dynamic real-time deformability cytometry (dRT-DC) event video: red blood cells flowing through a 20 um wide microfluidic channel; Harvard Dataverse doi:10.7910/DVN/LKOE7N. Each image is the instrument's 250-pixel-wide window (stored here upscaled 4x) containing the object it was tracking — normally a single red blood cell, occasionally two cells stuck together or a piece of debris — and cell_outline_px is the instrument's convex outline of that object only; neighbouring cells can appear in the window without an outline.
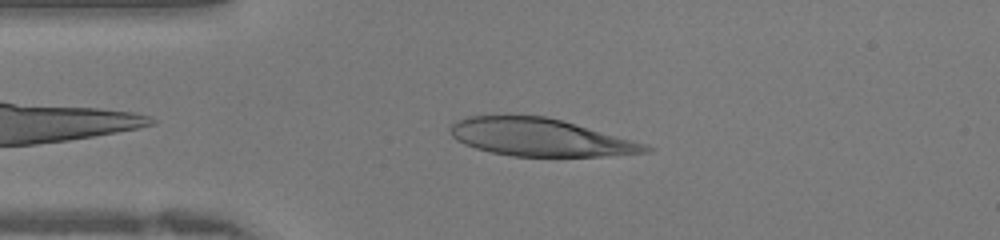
{"species": "human", "species_latin": "Homo sapiens", "temperature_condition": "warm", "stored_images_in_passage": 29, "camera_frame_rate_fps": 3000, "um_per_image_px": 0.085, "donor": {"sex": "female"}, "frame": {"image": 1, "passage_image": 3, "time_ms": 0.667, "image_size_px": [1000, 240], "cell_outline_px": [[656, 148], [648, 152], [604, 156], [512, 156], [492, 152], [476, 148], [464, 144], [456, 140], [452, 136], [448, 128], [456, 120], [468, 116], [544, 116], [560, 120], [648, 144]], "centroid_in_image_um": [45.9, 11.68], "position_along_channel_um": 39.1, "area_um2": 42.48}}
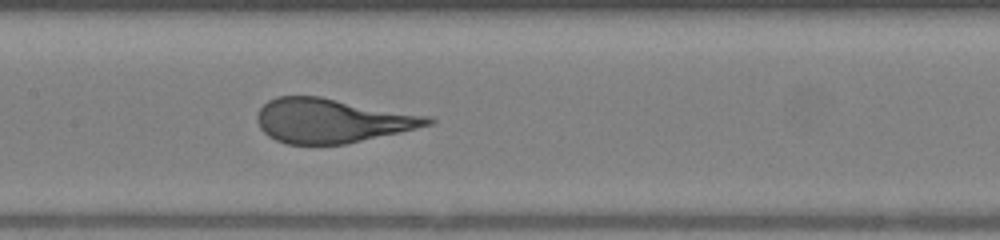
{"frame": {"image": 2, "passage_image": 13, "time_ms": 4.0, "image_size_px": [1000, 240], "cell_outline_px": [[436, 120], [432, 124], [416, 128], [344, 144], [288, 144], [276, 140], [268, 136], [260, 128], [256, 120], [256, 116], [260, 108], [268, 100], [276, 96], [320, 96], [432, 116]], "centroid_in_image_um": [28.2, 10.24], "position_along_channel_um": 179.2, "area_um2": 43.99}}
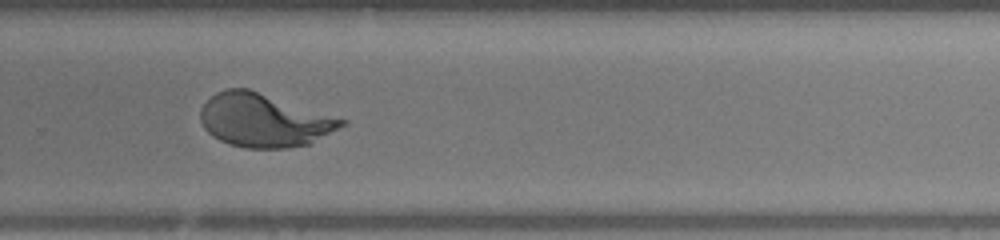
{"frame": {"image": 3, "passage_image": 21, "time_ms": 6.667, "image_size_px": [1000, 240], "cell_outline_px": [[348, 124], [308, 144], [288, 148], [244, 148], [228, 144], [212, 136], [204, 128], [200, 120], [200, 108], [216, 92], [228, 88], [248, 88], [348, 120]], "centroid_in_image_um": [22.44, 10.23], "position_along_channel_um": 307.4, "area_um2": 43.93}}